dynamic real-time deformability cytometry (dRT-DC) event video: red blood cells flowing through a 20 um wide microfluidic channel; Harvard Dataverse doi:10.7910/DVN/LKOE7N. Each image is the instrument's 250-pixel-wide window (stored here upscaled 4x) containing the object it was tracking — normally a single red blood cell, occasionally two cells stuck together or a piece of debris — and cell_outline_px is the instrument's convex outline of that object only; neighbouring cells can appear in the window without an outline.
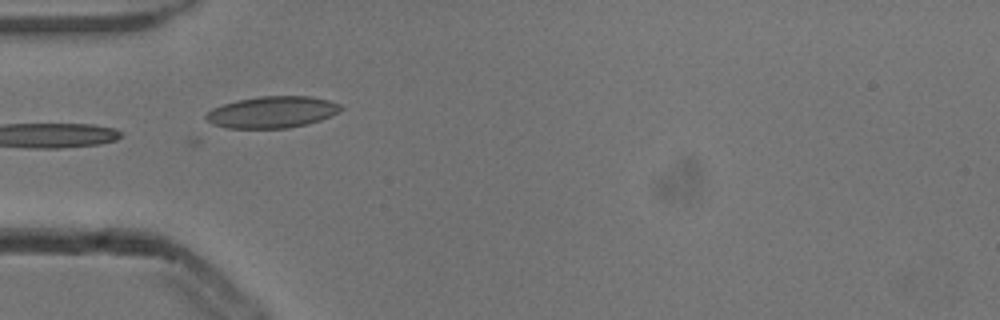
{"species": "common noctule bat (a hibernating species)", "species_latin": "Nyctalus noctula", "temperature_condition": "cold", "stored_images_in_passage": 7, "camera_frame_rate_fps": 3000, "um_per_image_px": 0.085, "animal": {"sex": "male", "body_mass_g": 13.3}, "frame": {"image": 1, "passage_image": 5, "time_ms": 1.333, "image_size_px": [1000, 320], "cell_outline_px": [[344, 108], [340, 112], [332, 116], [308, 124], [288, 128], [228, 128], [212, 124], [204, 116], [212, 108], [236, 100], [260, 96], [308, 96], [328, 100], [340, 104]], "centroid_in_image_um": [23.16, 9.53], "position_along_channel_um": 61.8, "area_um2": 24.91}}
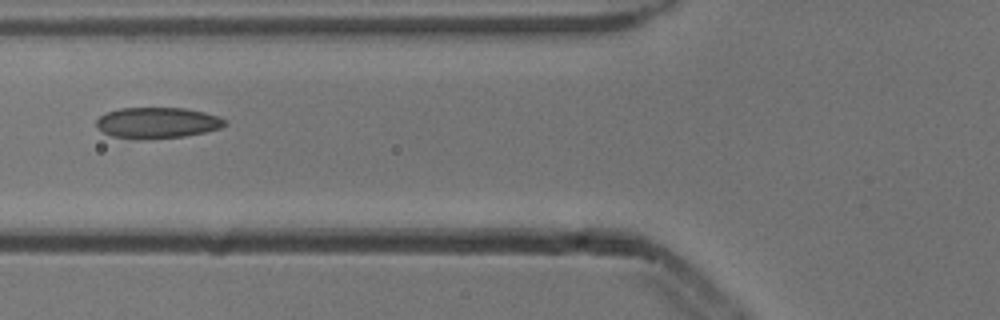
{"frame": {"image": 2, "passage_image": 6, "time_ms": 1.667, "image_size_px": [1000, 320], "cell_outline_px": [[228, 124], [220, 128], [204, 132], [184, 136], [112, 136], [104, 132], [96, 124], [96, 120], [100, 116], [108, 112], [120, 108], [184, 108], [204, 112], [220, 116], [228, 120]], "centroid_in_image_um": [13.46, 10.38], "position_along_channel_um": 112.3, "area_um2": 22.2}}
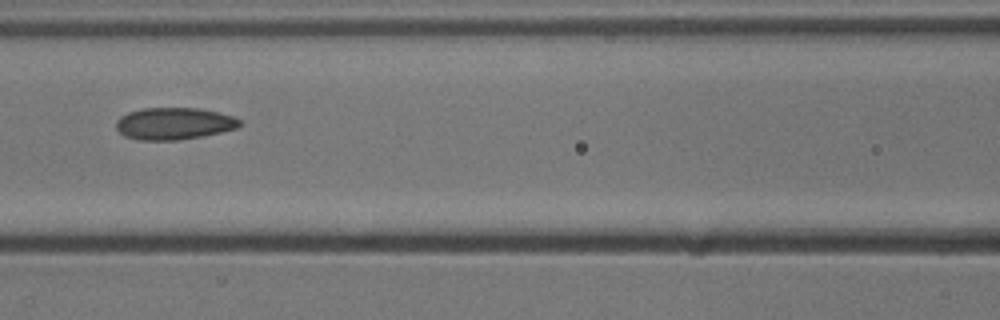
{"frame": {"image": 3, "passage_image": 7, "time_ms": 2.0, "image_size_px": [1000, 320], "cell_outline_px": [[244, 124], [236, 128], [220, 132], [200, 136], [176, 140], [140, 140], [124, 136], [116, 128], [116, 120], [120, 116], [128, 112], [144, 108], [200, 108], [220, 112], [244, 120]], "centroid_in_image_um": [14.81, 10.49], "position_along_channel_um": 151.8, "area_um2": 23.18}}